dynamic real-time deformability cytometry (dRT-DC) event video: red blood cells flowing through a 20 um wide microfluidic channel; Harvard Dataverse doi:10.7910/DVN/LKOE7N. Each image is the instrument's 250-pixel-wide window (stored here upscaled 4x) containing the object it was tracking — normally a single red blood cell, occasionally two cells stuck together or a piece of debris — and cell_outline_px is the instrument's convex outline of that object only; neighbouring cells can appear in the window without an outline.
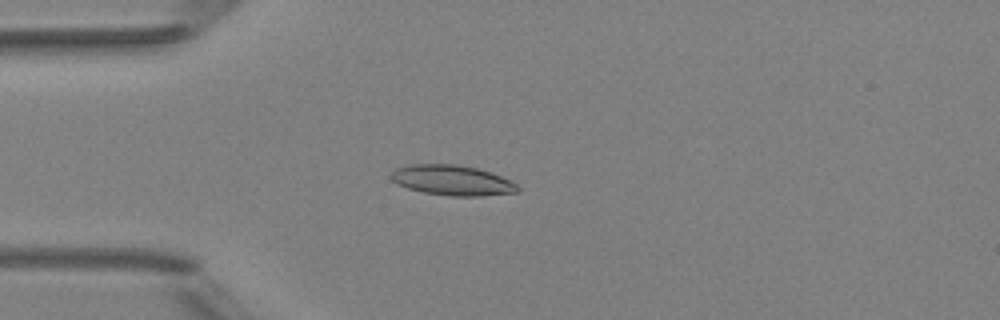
{"species": "Egyptian fruit bat (a non-hibernating species)", "species_latin": "Rousettus aegyptiacus", "temperature_condition": "room temperature", "stored_images_in_passage": 4, "camera_frame_rate_fps": 3000, "um_per_image_px": 0.085, "animal": {"sex": "female"}, "frame": {"image": 1, "passage_image": 4, "time_ms": 3.333, "image_size_px": [1000, 320], "cell_outline_px": [[520, 192], [480, 196], [452, 196], [424, 192], [408, 188], [396, 184], [388, 176], [396, 168], [412, 164], [456, 164], [476, 168], [512, 180], [520, 188]], "centroid_in_image_um": [38.43, 15.33], "position_along_channel_um": 46.6, "area_um2": 22.31}}